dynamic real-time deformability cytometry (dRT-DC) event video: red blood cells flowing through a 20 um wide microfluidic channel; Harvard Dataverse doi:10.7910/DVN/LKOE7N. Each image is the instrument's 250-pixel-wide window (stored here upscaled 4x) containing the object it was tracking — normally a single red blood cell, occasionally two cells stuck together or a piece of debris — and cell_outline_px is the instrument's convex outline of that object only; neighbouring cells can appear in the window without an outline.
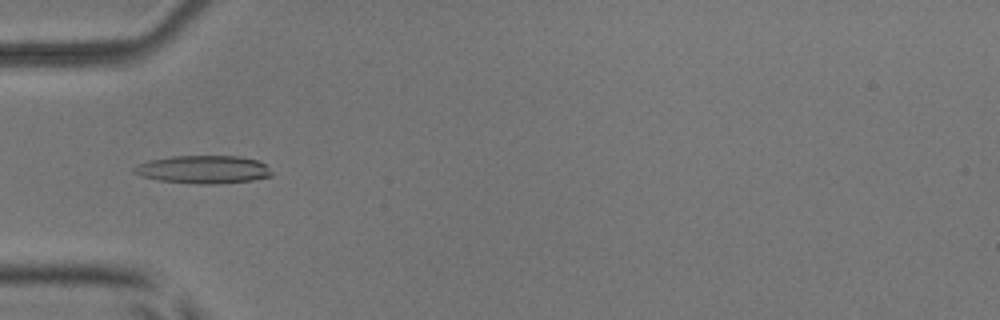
{"species": "common noctule bat (a hibernating species)", "species_latin": "Nyctalus noctula", "temperature_condition": "room temperature", "stored_images_in_passage": 8, "camera_frame_rate_fps": 3000, "um_per_image_px": 0.085, "animal": {"sex": "male", "body_mass_g": 17.9, "forearm_length_mm": 54.2}, "frame": {"image": 1, "passage_image": 5, "time_ms": 4.667, "image_size_px": [1000, 320], "cell_outline_px": [[272, 176], [252, 180], [216, 184], [204, 184], [160, 180], [140, 176], [132, 172], [132, 168], [148, 160], [172, 156], [236, 156], [256, 160], [264, 164], [272, 172]], "centroid_in_image_um": [17.26, 14.4], "position_along_channel_um": 67.7, "area_um2": 22.25}}
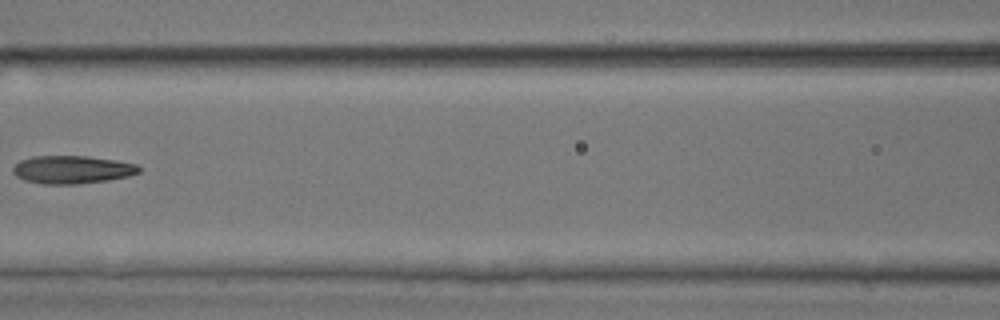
{"frame": {"image": 2, "passage_image": 7, "time_ms": 7.0, "image_size_px": [1000, 320], "cell_outline_px": [[140, 172], [128, 176], [108, 180], [80, 184], [44, 184], [24, 180], [16, 176], [12, 172], [12, 168], [20, 160], [32, 156], [88, 156], [136, 164], [140, 168]], "centroid_in_image_um": [6.09, 14.42], "position_along_channel_um": 160.5, "area_um2": 20.52}}
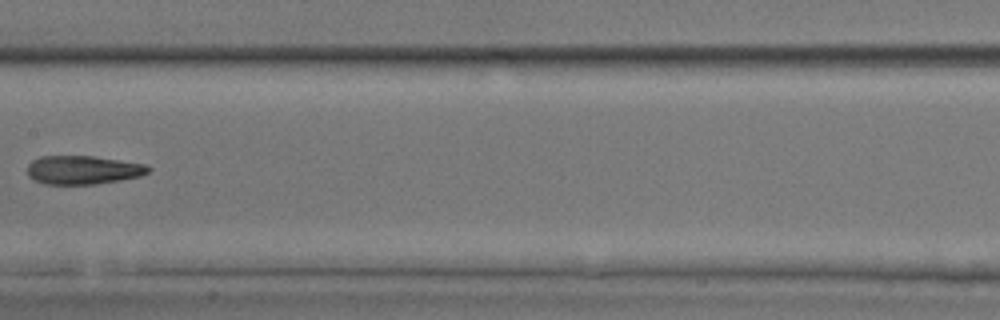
{"frame": {"image": 3, "passage_image": 8, "time_ms": 8.0, "image_size_px": [1000, 320], "cell_outline_px": [[152, 168], [148, 172], [140, 176], [120, 180], [96, 184], [44, 184], [32, 180], [28, 176], [28, 164], [32, 160], [40, 156], [92, 156], [144, 164]], "centroid_in_image_um": [7.01, 14.45], "position_along_channel_um": 200.4, "area_um2": 20.17}}